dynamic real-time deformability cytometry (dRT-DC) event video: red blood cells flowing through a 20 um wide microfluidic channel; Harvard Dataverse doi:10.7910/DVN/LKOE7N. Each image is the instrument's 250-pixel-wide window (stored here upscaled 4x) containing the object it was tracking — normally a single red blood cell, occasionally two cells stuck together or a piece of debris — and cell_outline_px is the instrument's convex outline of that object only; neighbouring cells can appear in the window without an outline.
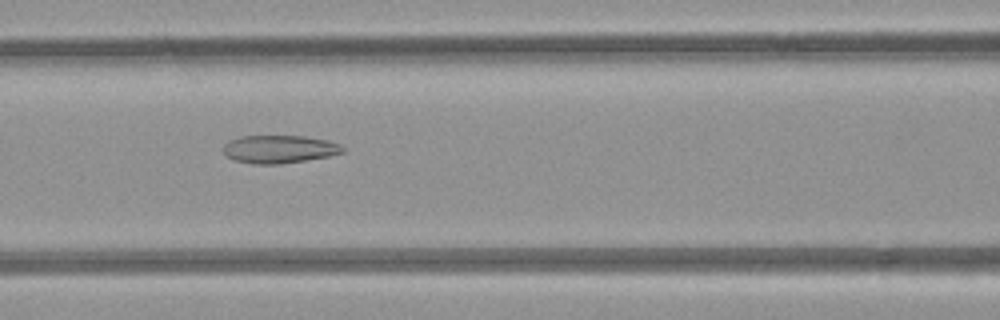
{"species": "common noctule bat (a hibernating species)", "species_latin": "Nyctalus noctula", "temperature_condition": "room temperature", "stored_images_in_passage": 8, "camera_frame_rate_fps": 3000, "um_per_image_px": 0.085, "animal": {"sex": "female", "body_mass_g": 21.9}, "frame": {"image": 1, "passage_image": 7, "time_ms": 6.667, "image_size_px": [1000, 320], "cell_outline_px": [[344, 152], [328, 156], [280, 164], [252, 164], [232, 160], [224, 152], [224, 144], [228, 140], [240, 136], [304, 136], [328, 140], [340, 144], [344, 148]], "centroid_in_image_um": [23.72, 12.67], "position_along_channel_um": 142.9, "area_um2": 19.48}}
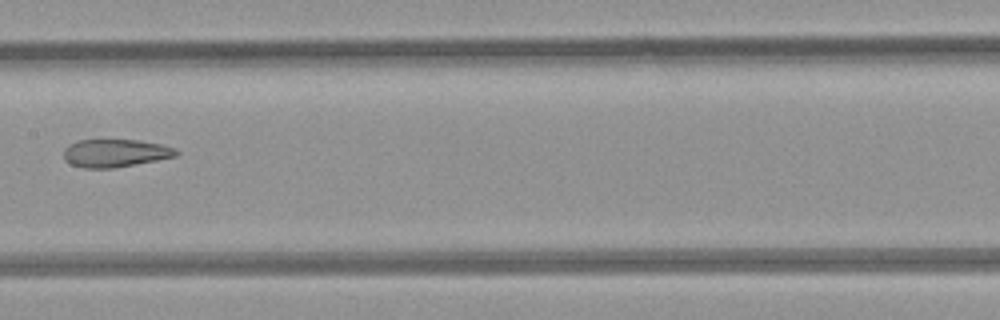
{"frame": {"image": 2, "passage_image": 8, "time_ms": 8.0, "image_size_px": [1000, 320], "cell_outline_px": [[180, 152], [176, 156], [156, 160], [112, 168], [84, 168], [72, 164], [64, 160], [64, 148], [80, 140], [136, 140], [160, 144], [176, 148]], "centroid_in_image_um": [9.81, 13.01], "position_along_channel_um": 197.6, "area_um2": 18.03}}